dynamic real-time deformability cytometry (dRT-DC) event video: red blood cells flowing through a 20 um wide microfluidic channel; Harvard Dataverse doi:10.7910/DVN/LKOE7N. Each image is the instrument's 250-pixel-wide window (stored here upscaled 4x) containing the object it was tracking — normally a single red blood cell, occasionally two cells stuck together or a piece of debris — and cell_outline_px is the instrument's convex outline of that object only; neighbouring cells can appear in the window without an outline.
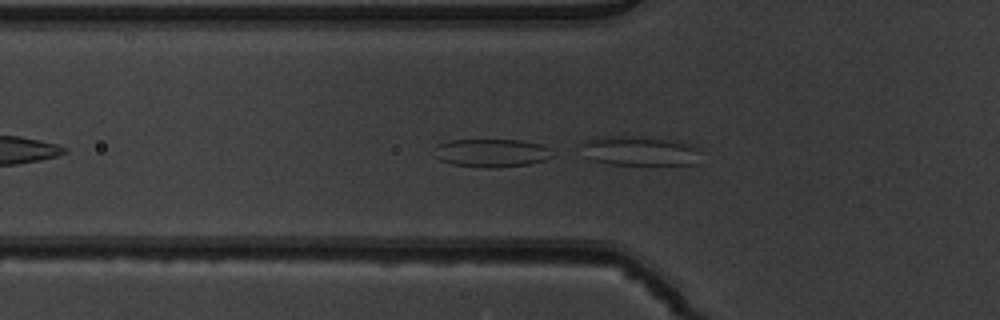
{"species": "common noctule bat (a hibernating species)", "species_latin": "Nyctalus noctula", "temperature_condition": "warm", "stored_images_in_passage": 9, "camera_frame_rate_fps": 3000, "um_per_image_px": 0.085, "animal": {"sex": "male", "body_mass_g": 19.5, "forearm_length_mm": 54.6}, "frame": {"image": 1, "passage_image": 7, "time_ms": 2.0, "image_size_px": [1000, 320], "cell_outline_px": [[552, 156], [544, 160], [528, 164], [496, 168], [484, 168], [452, 164], [440, 160], [432, 156], [436, 144], [448, 140], [520, 140], [540, 144], [548, 148]], "centroid_in_image_um": [41.69, 13.0], "position_along_channel_um": 84.1, "area_um2": 19.54}}